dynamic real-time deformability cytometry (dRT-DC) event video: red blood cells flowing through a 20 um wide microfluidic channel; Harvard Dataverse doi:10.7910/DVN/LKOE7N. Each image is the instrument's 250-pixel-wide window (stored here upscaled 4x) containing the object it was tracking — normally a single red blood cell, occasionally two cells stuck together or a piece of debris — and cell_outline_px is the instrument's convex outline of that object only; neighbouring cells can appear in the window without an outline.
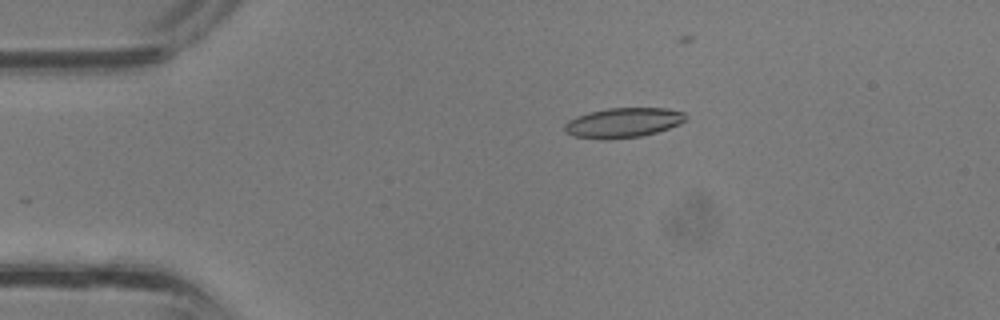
{"species": "common noctule bat (a hibernating species)", "species_latin": "Nyctalus noctula", "temperature_condition": "room temperature", "stored_images_in_passage": 29, "camera_frame_rate_fps": 3000, "um_per_image_px": 0.085, "animal": {"sex": "male", "body_mass_g": 13.3}, "frame": {"image": 1, "passage_image": 7, "time_ms": 2.0, "image_size_px": [1000, 320], "cell_outline_px": [[688, 116], [680, 124], [656, 132], [640, 136], [604, 140], [600, 140], [572, 136], [564, 132], [564, 124], [568, 120], [576, 116], [588, 112], [608, 108], [668, 108], [684, 112]], "centroid_in_image_um": [52.93, 10.43], "position_along_channel_um": 32.1, "area_um2": 21.27}}
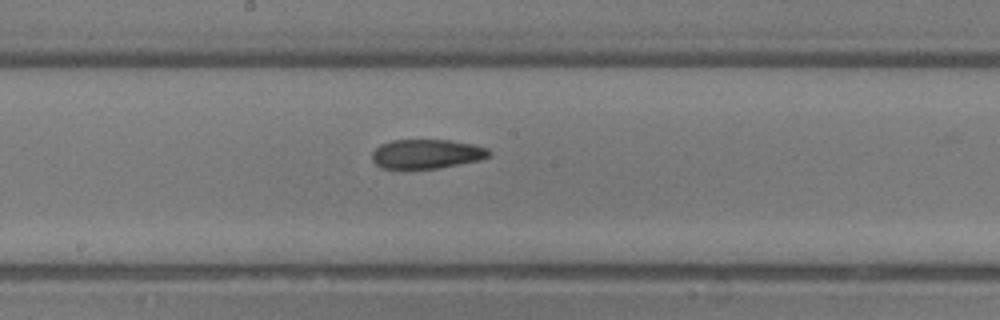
{"frame": {"image": 2, "passage_image": 19, "time_ms": 6.0, "image_size_px": [1000, 320], "cell_outline_px": [[492, 156], [480, 160], [440, 168], [380, 168], [372, 160], [372, 152], [380, 144], [392, 140], [448, 140], [472, 144], [488, 148], [492, 152]], "centroid_in_image_um": [36.29, 13.08], "position_along_channel_um": 211.9, "area_um2": 20.06}}
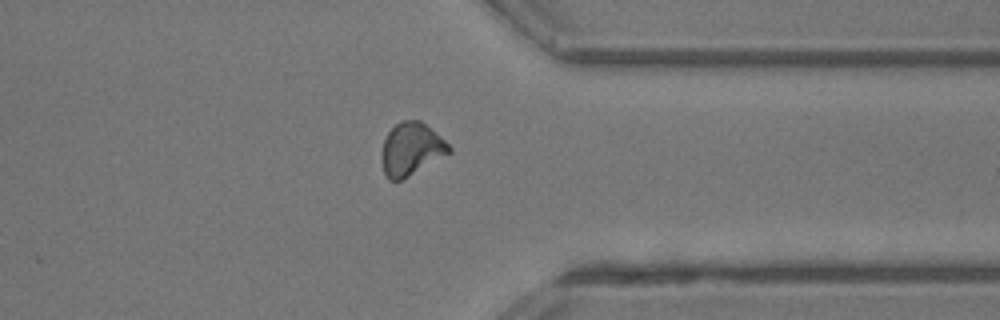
{"frame": {"image": 3, "passage_image": 28, "time_ms": 9.0, "image_size_px": [1000, 320], "cell_outline_px": [[452, 152], [408, 176], [400, 180], [388, 180], [384, 172], [380, 160], [380, 152], [384, 140], [388, 132], [400, 120], [420, 120], [440, 136], [452, 148]], "centroid_in_image_um": [34.92, 12.67], "position_along_channel_um": 376.5, "area_um2": 20.69}}